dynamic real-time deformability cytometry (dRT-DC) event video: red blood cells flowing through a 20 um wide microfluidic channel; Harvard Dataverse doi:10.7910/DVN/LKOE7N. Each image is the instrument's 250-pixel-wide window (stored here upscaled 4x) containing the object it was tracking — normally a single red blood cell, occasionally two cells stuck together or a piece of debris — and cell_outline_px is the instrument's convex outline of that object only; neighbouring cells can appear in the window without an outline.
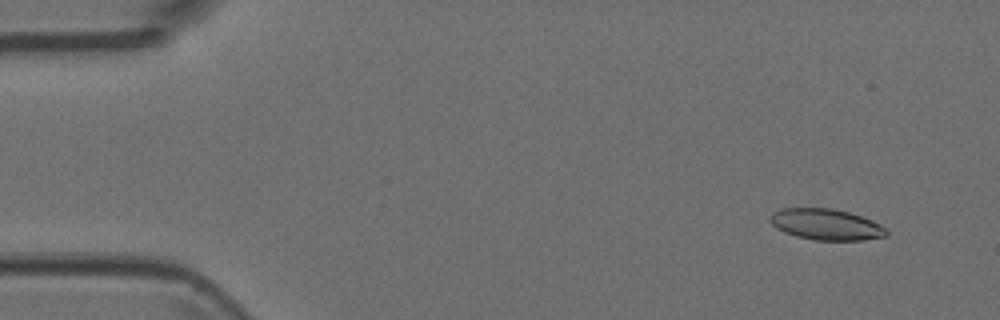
{"species": "Egyptian fruit bat (a non-hibernating species)", "species_latin": "Rousettus aegyptiacus", "temperature_condition": "room temperature", "stored_images_in_passage": 5, "camera_frame_rate_fps": 3000, "um_per_image_px": 0.085, "animal": {"sex": "female"}, "frame": {"image": 1, "passage_image": 1, "time_ms": 0.0, "image_size_px": [1000, 320], "cell_outline_px": [[888, 236], [864, 240], [816, 240], [796, 236], [784, 232], [776, 228], [768, 220], [768, 216], [772, 212], [780, 208], [832, 208], [848, 212], [872, 220], [880, 224], [888, 232]], "centroid_in_image_um": [70.18, 19.07], "position_along_channel_um": 14.8, "area_um2": 21.21}}
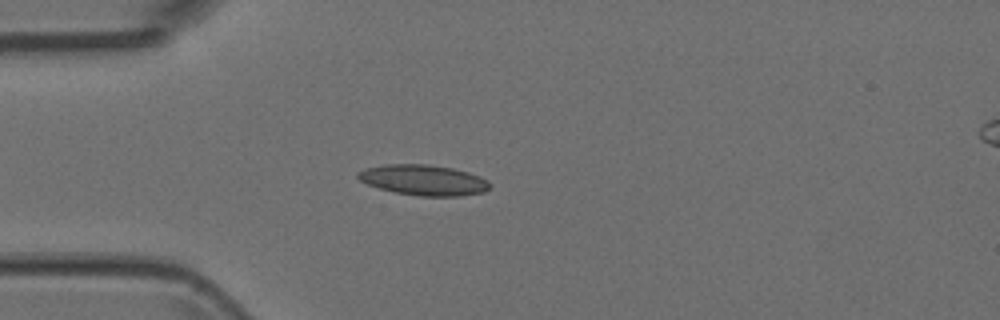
{"frame": {"image": 2, "passage_image": 4, "time_ms": 1.0, "image_size_px": [1000, 320], "cell_outline_px": [[492, 184], [484, 192], [460, 196], [420, 196], [396, 192], [380, 188], [368, 184], [360, 180], [356, 176], [356, 172], [364, 168], [384, 164], [428, 164], [452, 168], [468, 172], [480, 176], [488, 180]], "centroid_in_image_um": [36.0, 15.29], "position_along_channel_um": 49.0, "area_um2": 23.52}}